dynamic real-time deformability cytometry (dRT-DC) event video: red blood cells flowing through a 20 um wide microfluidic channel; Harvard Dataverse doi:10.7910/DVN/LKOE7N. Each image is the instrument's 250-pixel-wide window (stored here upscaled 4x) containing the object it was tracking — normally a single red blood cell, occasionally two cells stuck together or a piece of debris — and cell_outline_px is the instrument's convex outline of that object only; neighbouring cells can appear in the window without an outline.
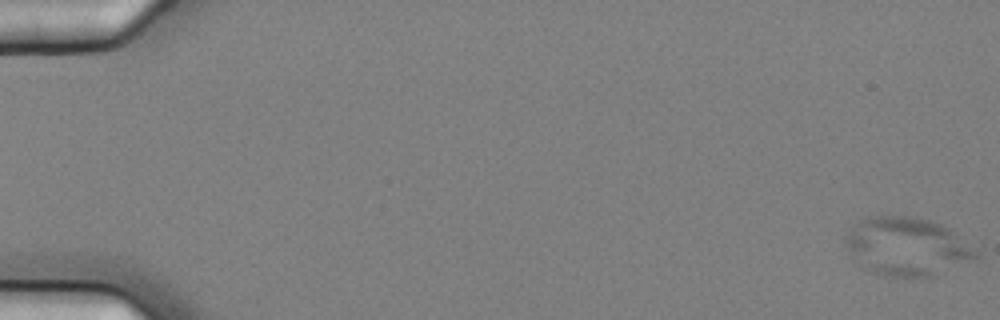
{"species": "common noctule bat (a hibernating species)", "species_latin": "Nyctalus noctula", "temperature_condition": "cold", "stored_images_in_passage": 5, "camera_frame_rate_fps": 3000, "um_per_image_px": 0.085, "animal": {"sex": "female", "body_mass_g": 25.1}, "frame": {"image": 1, "passage_image": 1, "time_ms": 0.0, "image_size_px": [1000, 320], "cell_outline_px": [[980, 260], [932, 276], [880, 276], [864, 268], [852, 256], [848, 248], [844, 236], [860, 220], [868, 216], [904, 216], [928, 220], [940, 224], [948, 228], [980, 252]], "centroid_in_image_um": [77.15, 20.98], "position_along_channel_um": 7.9, "area_um2": 44.33}}
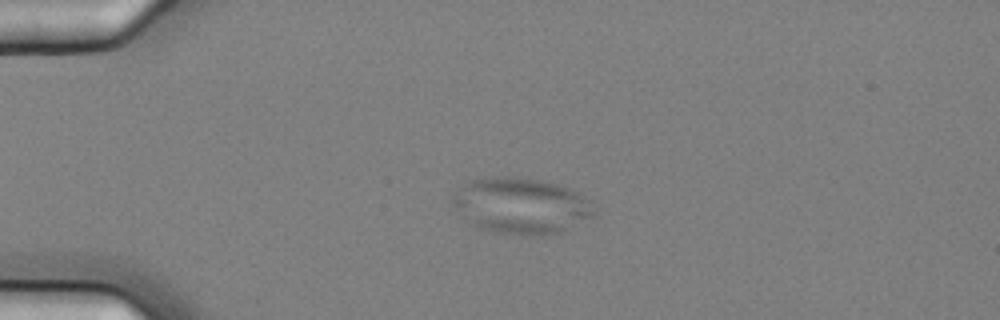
{"frame": {"image": 2, "passage_image": 4, "time_ms": 1.0, "image_size_px": [1000, 320], "cell_outline_px": [[596, 216], [552, 236], [540, 236], [496, 232], [480, 228], [452, 204], [452, 196], [460, 188], [472, 180], [480, 176], [512, 176], [540, 180], [560, 184], [576, 192], [588, 200]], "centroid_in_image_um": [44.34, 17.48], "position_along_channel_um": 40.7, "area_um2": 45.89}}